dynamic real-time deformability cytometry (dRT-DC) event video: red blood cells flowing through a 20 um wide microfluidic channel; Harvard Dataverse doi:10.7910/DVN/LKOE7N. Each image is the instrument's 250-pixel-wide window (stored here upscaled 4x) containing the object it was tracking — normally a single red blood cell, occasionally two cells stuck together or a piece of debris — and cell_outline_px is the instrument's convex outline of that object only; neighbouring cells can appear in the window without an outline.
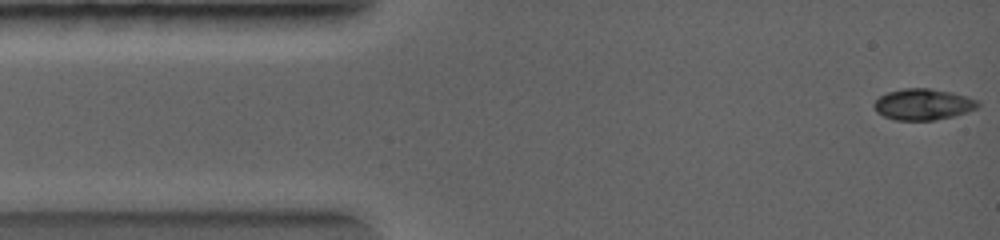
{"species": "common noctule bat (a hibernating species)", "species_latin": "Nyctalus noctula", "temperature_condition": "warm", "stored_images_in_passage": 36, "camera_frame_rate_fps": 5000, "um_per_image_px": 0.085, "animal": {"sex": "female", "body_mass_g": 19.0, "forearm_length_mm": 56.7}, "frame": {"image": 1, "passage_image": 1, "time_ms": 0.0, "image_size_px": [1000, 240], "cell_outline_px": [[980, 104], [976, 108], [952, 116], [936, 120], [896, 120], [884, 116], [876, 112], [872, 104], [880, 96], [888, 92], [904, 88], [928, 88], [952, 92], [968, 96], [976, 100]], "centroid_in_image_um": [78.43, 8.86], "position_along_channel_um": 6.6, "area_um2": 18.79}}
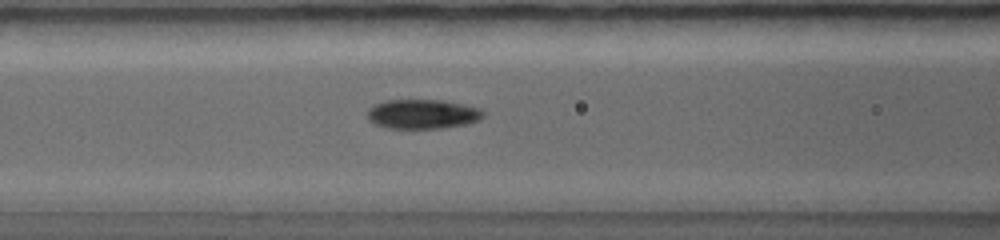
{"frame": {"image": 2, "passage_image": 12, "time_ms": 3.4, "image_size_px": [1000, 240], "cell_outline_px": [[484, 116], [480, 120], [464, 124], [440, 128], [388, 128], [372, 124], [368, 120], [368, 108], [372, 104], [384, 100], [444, 100], [464, 104], [480, 108], [484, 112]], "centroid_in_image_um": [35.88, 9.68], "position_along_channel_um": 130.7, "area_um2": 20.11}}
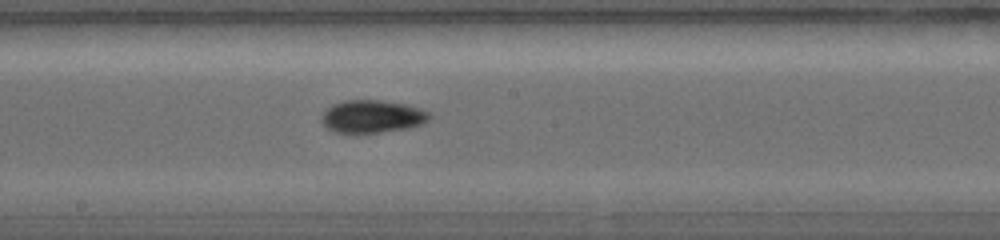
{"frame": {"image": 3, "passage_image": 17, "time_ms": 4.8, "image_size_px": [1000, 240], "cell_outline_px": [[432, 116], [428, 120], [420, 124], [408, 128], [376, 132], [332, 132], [320, 120], [320, 116], [332, 104], [344, 100], [380, 100], [404, 104], [420, 108], [428, 112]], "centroid_in_image_um": [31.61, 9.88], "position_along_channel_um": 216.6, "area_um2": 20.35}}